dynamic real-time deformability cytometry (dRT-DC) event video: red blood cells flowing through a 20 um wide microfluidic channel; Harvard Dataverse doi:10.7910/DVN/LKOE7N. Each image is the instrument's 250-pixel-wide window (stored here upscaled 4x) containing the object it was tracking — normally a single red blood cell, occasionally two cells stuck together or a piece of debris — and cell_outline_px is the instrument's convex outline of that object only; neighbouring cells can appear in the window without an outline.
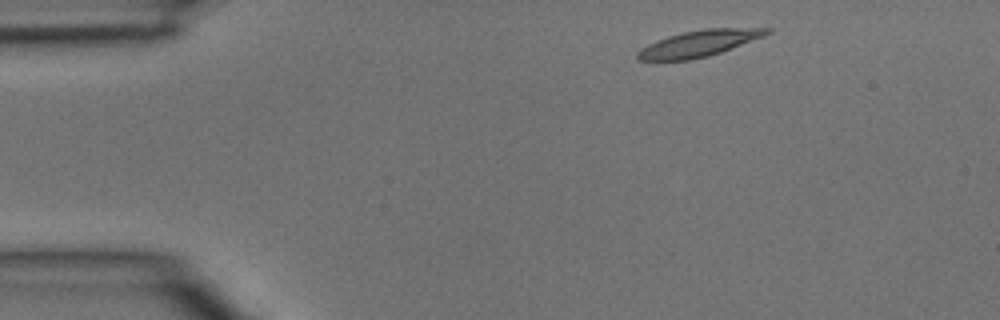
{"species": "common noctule bat (a hibernating species)", "species_latin": "Nyctalus noctula", "temperature_condition": "room temperature", "stored_images_in_passage": 3, "camera_frame_rate_fps": 3000, "um_per_image_px": 0.085, "animal": {"sex": "male", "body_mass_g": 15.6}, "frame": {"image": 1, "passage_image": 1, "time_ms": 0.0, "image_size_px": [1000, 320], "cell_outline_px": [[772, 32], [764, 36], [720, 52], [708, 56], [692, 60], [636, 60], [636, 52], [640, 48], [656, 40], [668, 36], [684, 32], [704, 28], [772, 28]], "centroid_in_image_um": [59.38, 3.69], "position_along_channel_um": 25.6, "area_um2": 19.77}}